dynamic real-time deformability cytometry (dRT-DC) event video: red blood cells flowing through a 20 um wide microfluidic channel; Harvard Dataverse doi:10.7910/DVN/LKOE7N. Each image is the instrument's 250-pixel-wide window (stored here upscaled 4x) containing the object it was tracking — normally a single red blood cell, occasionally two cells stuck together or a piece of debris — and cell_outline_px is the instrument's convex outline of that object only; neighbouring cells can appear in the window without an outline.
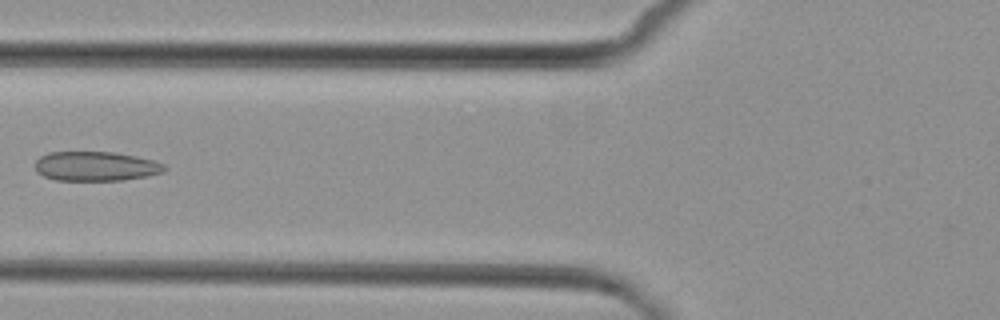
{"species": "common noctule bat (a hibernating species)", "species_latin": "Nyctalus noctula", "temperature_condition": "cold", "stored_images_in_passage": 7, "camera_frame_rate_fps": 3000, "um_per_image_px": 0.085, "animal": {"sex": "female", "body_mass_g": 29.2, "forearm_length_mm": 56.3}, "frame": {"image": 1, "passage_image": 6, "time_ms": 6.0, "image_size_px": [1000, 320], "cell_outline_px": [[168, 168], [164, 172], [148, 176], [124, 180], [56, 180], [44, 176], [36, 172], [36, 160], [40, 156], [48, 152], [116, 152], [136, 156], [152, 160], [164, 164]], "centroid_in_image_um": [8.16, 14.13], "position_along_channel_um": 117.6, "area_um2": 22.31}}
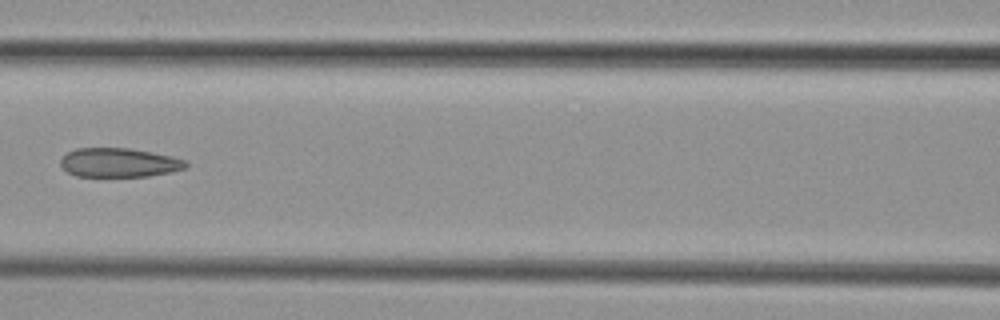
{"frame": {"image": 2, "passage_image": 7, "time_ms": 7.0, "image_size_px": [1000, 320], "cell_outline_px": [[188, 168], [172, 172], [148, 176], [76, 176], [68, 172], [60, 164], [60, 160], [68, 152], [76, 148], [128, 148], [152, 152], [172, 156], [184, 160], [188, 164]], "centroid_in_image_um": [10.15, 13.82], "position_along_channel_um": 156.5, "area_um2": 21.21}}